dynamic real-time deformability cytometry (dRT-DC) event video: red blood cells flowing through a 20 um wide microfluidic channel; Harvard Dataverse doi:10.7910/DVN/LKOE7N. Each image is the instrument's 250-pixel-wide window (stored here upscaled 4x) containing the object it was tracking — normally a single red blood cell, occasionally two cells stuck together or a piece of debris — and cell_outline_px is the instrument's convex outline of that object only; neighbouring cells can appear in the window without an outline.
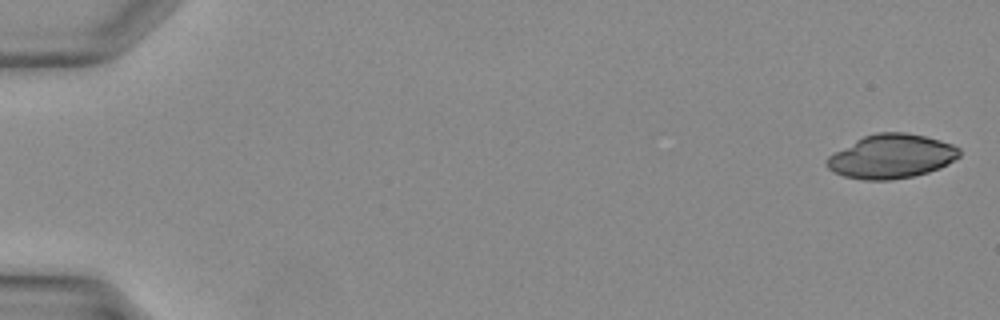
{"species": "Egyptian fruit bat (a non-hibernating species)", "species_latin": "Rousettus aegyptiacus", "temperature_condition": "warm", "stored_images_in_passage": 24, "camera_frame_rate_fps": 3000, "um_per_image_px": 0.085, "animal": {"sex": "female"}, "frame": {"image": 1, "passage_image": 1, "time_ms": 0.0, "image_size_px": [1000, 320], "cell_outline_px": [[960, 156], [948, 164], [940, 168], [928, 172], [912, 176], [892, 180], [864, 180], [844, 176], [832, 172], [828, 168], [828, 156], [856, 140], [864, 136], [876, 132], [904, 132], [924, 136], [940, 140], [952, 144], [960, 148]], "centroid_in_image_um": [75.79, 13.29], "position_along_channel_um": 9.2, "area_um2": 33.87}}